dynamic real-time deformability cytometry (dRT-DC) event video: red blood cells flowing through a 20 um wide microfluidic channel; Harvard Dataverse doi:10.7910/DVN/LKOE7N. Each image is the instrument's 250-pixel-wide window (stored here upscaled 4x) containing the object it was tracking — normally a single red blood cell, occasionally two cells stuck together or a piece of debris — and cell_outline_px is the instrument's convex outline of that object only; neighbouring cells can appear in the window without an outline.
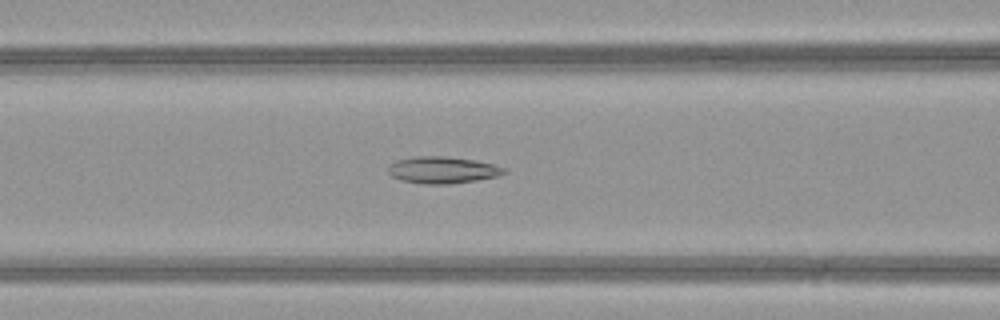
{"species": "common noctule bat (a hibernating species)", "species_latin": "Nyctalus noctula", "temperature_condition": "warm", "stored_images_in_passage": 48, "segment_of_instrument_passage": [1, 2], "camera_frame_rate_fps": 3000, "um_per_image_px": 0.085, "animal": {"sex": "female", "body_mass_g": 21.9}, "frame": {"image": 1, "passage_image": 19, "time_ms": 6.0, "image_size_px": [1000, 320], "cell_outline_px": [[508, 172], [500, 176], [476, 180], [448, 184], [424, 184], [400, 180], [392, 176], [388, 172], [388, 168], [396, 160], [416, 156], [444, 156], [476, 160], [508, 168]], "centroid_in_image_um": [37.66, 14.45], "position_along_channel_um": 128.9, "area_um2": 18.21}}
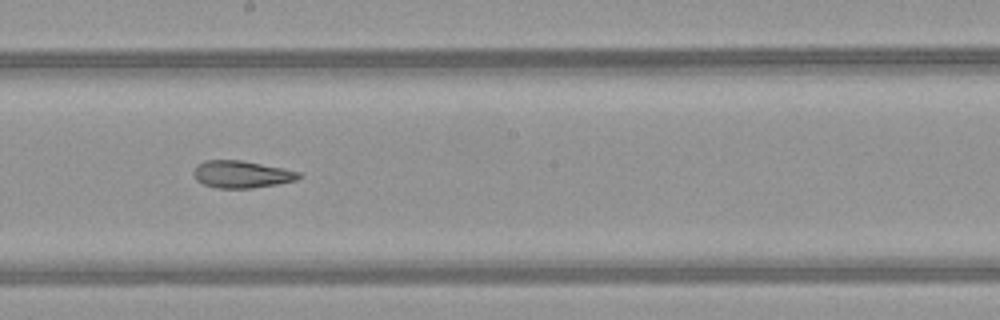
{"frame": {"image": 2, "passage_image": 26, "time_ms": 8.333, "image_size_px": [1000, 320], "cell_outline_px": [[304, 176], [296, 180], [276, 184], [252, 188], [216, 188], [204, 184], [196, 180], [192, 172], [196, 164], [204, 160], [240, 160], [284, 168], [300, 172]], "centroid_in_image_um": [20.52, 14.81], "position_along_channel_um": 227.7, "area_um2": 16.82}}
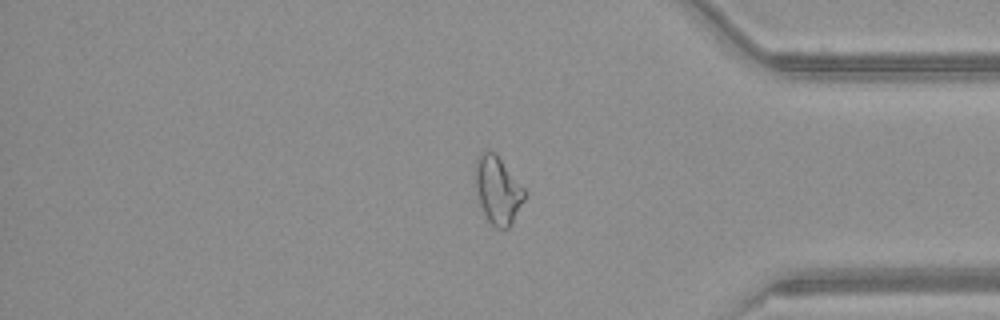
{"frame": {"image": 3, "passage_image": 39, "time_ms": 12.667, "image_size_px": [1000, 320], "cell_outline_px": [[528, 192], [524, 200], [508, 228], [496, 228], [488, 220], [480, 204], [476, 192], [476, 160], [480, 152], [484, 148], [488, 148], [496, 152]], "centroid_in_image_um": [42.32, 16.08], "position_along_channel_um": 392.9, "area_um2": 19.54}}